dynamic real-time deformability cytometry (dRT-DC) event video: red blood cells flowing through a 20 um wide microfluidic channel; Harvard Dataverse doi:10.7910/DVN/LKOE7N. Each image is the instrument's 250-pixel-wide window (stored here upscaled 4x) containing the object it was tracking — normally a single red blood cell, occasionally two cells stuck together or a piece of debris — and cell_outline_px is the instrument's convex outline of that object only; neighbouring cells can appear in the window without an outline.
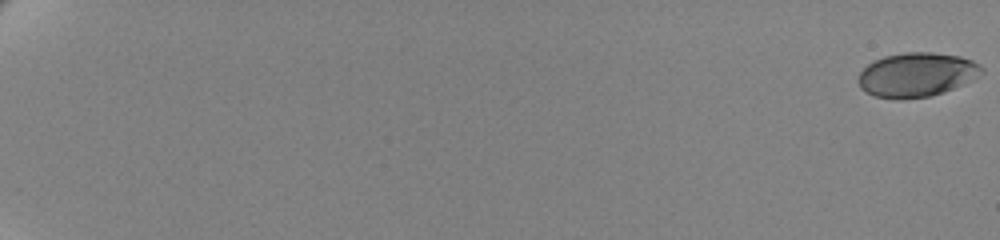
{"species": "human", "species_latin": "Homo sapiens", "temperature_condition": "cold", "stored_images_in_passage": 63, "camera_frame_rate_fps": 3000, "um_per_image_px": 0.085, "donor": {"sex": "female"}, "frame": {"image": 1, "passage_image": 1, "time_ms": 0.0, "image_size_px": [1000, 240], "cell_outline_px": [[984, 72], [944, 92], [928, 96], [900, 100], [876, 96], [860, 88], [860, 72], [868, 64], [884, 56], [904, 52], [932, 52], [960, 56], [972, 60], [980, 64], [984, 68]], "centroid_in_image_um": [77.92, 6.34], "position_along_channel_um": 7.1, "area_um2": 31.39}}
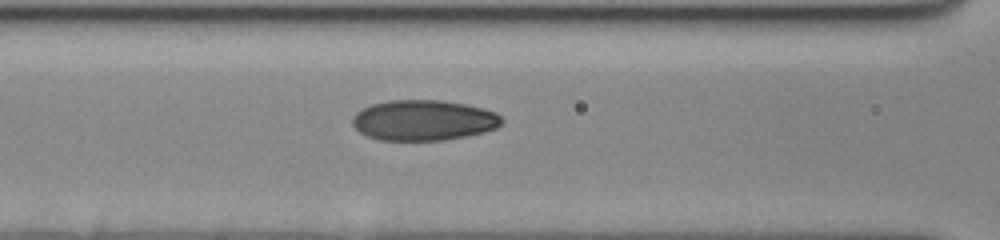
{"frame": {"image": 2, "passage_image": 32, "time_ms": 10.333, "image_size_px": [1000, 240], "cell_outline_px": [[500, 124], [496, 128], [484, 132], [468, 136], [444, 140], [380, 140], [368, 136], [360, 132], [352, 124], [352, 116], [360, 108], [372, 104], [388, 100], [440, 100], [464, 104], [484, 108], [496, 112], [500, 116]], "centroid_in_image_um": [35.97, 10.22], "position_along_channel_um": 130.6, "area_um2": 35.32}}
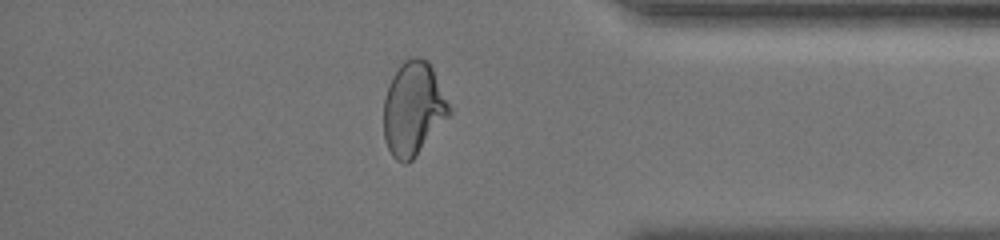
{"frame": {"image": 3, "passage_image": 56, "time_ms": 18.333, "image_size_px": [1000, 240], "cell_outline_px": [[452, 112], [416, 156], [408, 164], [404, 164], [396, 160], [392, 156], [384, 140], [384, 100], [392, 76], [400, 64], [404, 60], [412, 56], [416, 56], [428, 60], [452, 108]], "centroid_in_image_um": [35.13, 9.25], "position_along_channel_um": 400.1, "area_um2": 35.84}, "authors_computed_cell_mechanics": {"area_um2": 34.0442, "velocity_mm_per_s": 3.5033, "shape_relaxation_time_tau1_ms": 5.301, "shape_relaxation_time_tau2_ms": 1.232, "deformation_change_tau1": 0.1537, "deformation_change_tau2": 0.0523}}